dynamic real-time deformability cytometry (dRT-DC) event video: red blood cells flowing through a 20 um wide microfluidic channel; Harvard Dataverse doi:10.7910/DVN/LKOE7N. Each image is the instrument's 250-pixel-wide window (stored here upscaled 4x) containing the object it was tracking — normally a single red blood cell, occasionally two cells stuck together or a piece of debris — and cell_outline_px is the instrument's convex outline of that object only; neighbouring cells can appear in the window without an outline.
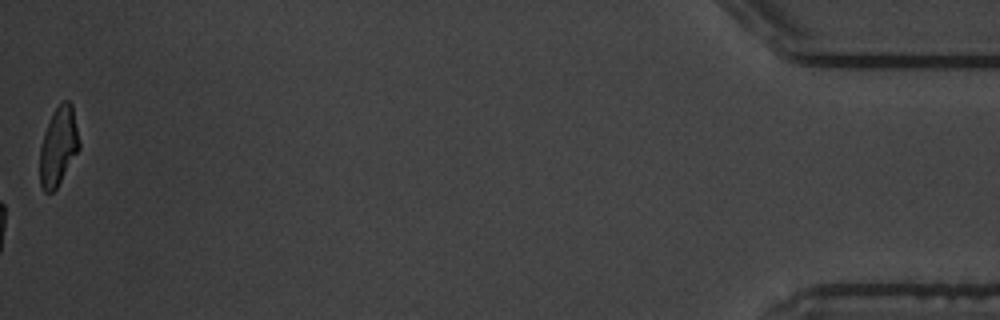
{"species": "common noctule bat (a hibernating species)", "species_latin": "Nyctalus noctula", "temperature_condition": "warm", "stored_images_in_passage": 17, "camera_frame_rate_fps": 3000, "um_per_image_px": 0.085, "animal": {"sex": "male", "body_mass_g": 19.5, "forearm_length_mm": 54.6}, "frame": {"image": 1, "passage_image": 17, "time_ms": 19.0, "image_size_px": [1000, 320], "cell_outline_px": [[80, 148], [56, 188], [52, 192], [44, 192], [40, 184], [40, 144], [44, 132], [56, 108], [64, 100], [68, 100], [72, 104], [80, 144]], "centroid_in_image_um": [4.96, 12.45], "position_along_channel_um": 430.2, "area_um2": 17.74}, "authors_computed_cell_mechanics": {"area_um2": 17.7446, "velocity_mm_per_s": 3.4725, "shape_relaxation_time_tau1_ms": 2.127, "shape_relaxation_time_tau2_ms": 1.5733, "deformation_change_tau1": 0.1211, "deformation_change_tau2": 0.0447}}